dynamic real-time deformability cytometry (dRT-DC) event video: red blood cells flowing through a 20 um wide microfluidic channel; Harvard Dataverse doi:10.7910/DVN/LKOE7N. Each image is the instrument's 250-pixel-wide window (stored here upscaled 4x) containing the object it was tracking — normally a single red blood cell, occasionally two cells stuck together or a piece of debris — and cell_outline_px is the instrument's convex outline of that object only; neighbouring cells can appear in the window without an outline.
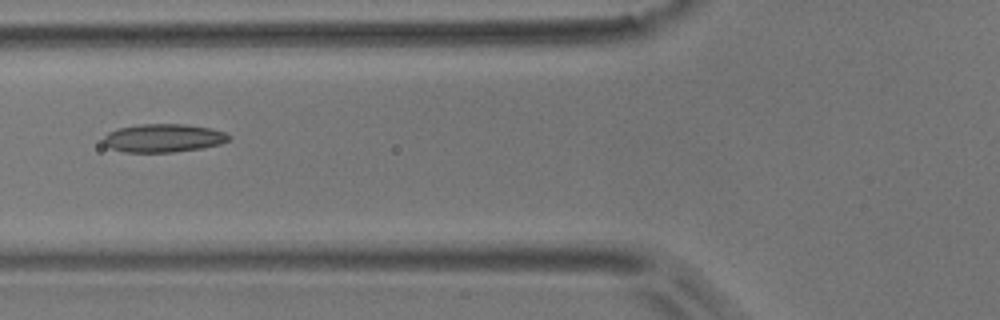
{"species": "common noctule bat (a hibernating species)", "species_latin": "Nyctalus noctula", "temperature_condition": "room temperature", "stored_images_in_passage": 20, "camera_frame_rate_fps": 3000, "um_per_image_px": 0.085, "animal": {"sex": "male", "body_mass_g": 17.9}, "frame": {"image": 1, "passage_image": 20, "time_ms": 6.333, "image_size_px": [1000, 320], "cell_outline_px": [[232, 140], [220, 144], [200, 148], [172, 152], [124, 152], [112, 148], [104, 144], [104, 136], [108, 132], [120, 128], [140, 124], [184, 124], [212, 128], [224, 132], [232, 136]], "centroid_in_image_um": [13.93, 11.73], "position_along_channel_um": 111.9, "area_um2": 20.63}}